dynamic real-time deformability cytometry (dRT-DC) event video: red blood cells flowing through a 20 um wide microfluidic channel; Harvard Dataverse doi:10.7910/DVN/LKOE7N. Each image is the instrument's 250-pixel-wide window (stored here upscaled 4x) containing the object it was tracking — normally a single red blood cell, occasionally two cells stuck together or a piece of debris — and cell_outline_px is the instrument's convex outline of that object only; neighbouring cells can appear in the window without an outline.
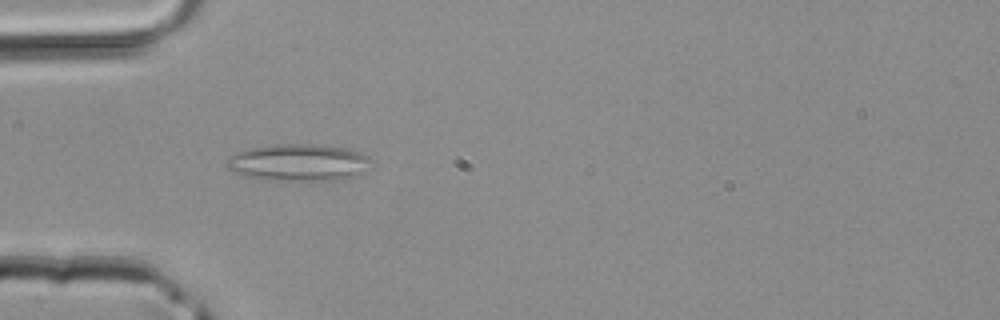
{"species": "common noctule bat (a hibernating species)", "species_latin": "Nyctalus noctula", "temperature_condition": "room temperature", "stored_images_in_passage": 43, "camera_frame_rate_fps": 3000, "um_per_image_px": 0.085, "animal": {"sex": "male", "body_mass_g": 20.4}, "frame": {"image": 1, "passage_image": 13, "time_ms": 4.0, "image_size_px": [1000, 320], "cell_outline_px": [[368, 160], [352, 176], [340, 180], [308, 184], [248, 176], [236, 172], [228, 168], [228, 156], [236, 152], [248, 148], [276, 144], [320, 144], [348, 148], [360, 152], [368, 156]], "centroid_in_image_um": [25.32, 13.83], "position_along_channel_um": 59.7, "area_um2": 31.21}}
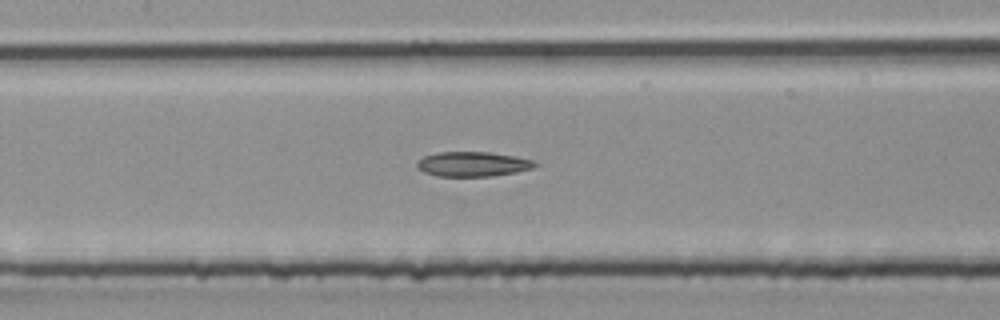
{"frame": {"image": 2, "passage_image": 20, "time_ms": 6.333, "image_size_px": [1000, 320], "cell_outline_px": [[540, 164], [532, 168], [516, 172], [488, 176], [436, 176], [424, 172], [416, 168], [416, 164], [424, 156], [436, 152], [488, 152], [516, 156], [536, 160]], "centroid_in_image_um": [40.21, 13.94], "position_along_channel_um": 167.2, "area_um2": 17.11}}
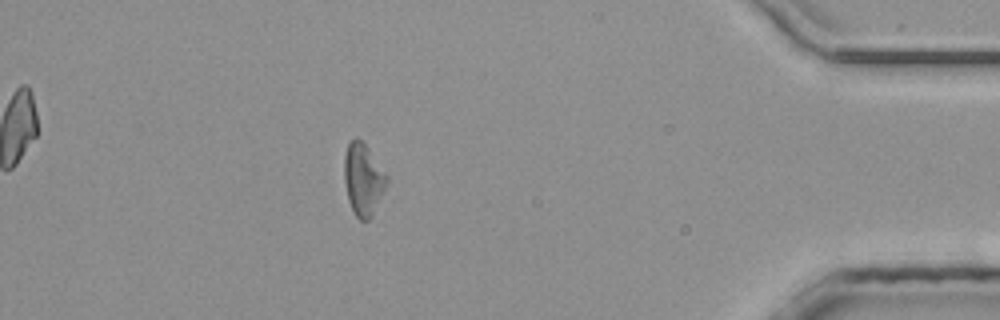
{"frame": {"image": 3, "passage_image": 38, "time_ms": 12.333, "image_size_px": [1000, 320], "cell_outline_px": [[388, 180], [372, 216], [368, 220], [360, 220], [356, 216], [348, 200], [344, 180], [344, 156], [348, 144], [356, 136], [364, 144], [388, 176]], "centroid_in_image_um": [30.85, 15.25], "position_along_channel_um": 404.3, "area_um2": 17.46}}